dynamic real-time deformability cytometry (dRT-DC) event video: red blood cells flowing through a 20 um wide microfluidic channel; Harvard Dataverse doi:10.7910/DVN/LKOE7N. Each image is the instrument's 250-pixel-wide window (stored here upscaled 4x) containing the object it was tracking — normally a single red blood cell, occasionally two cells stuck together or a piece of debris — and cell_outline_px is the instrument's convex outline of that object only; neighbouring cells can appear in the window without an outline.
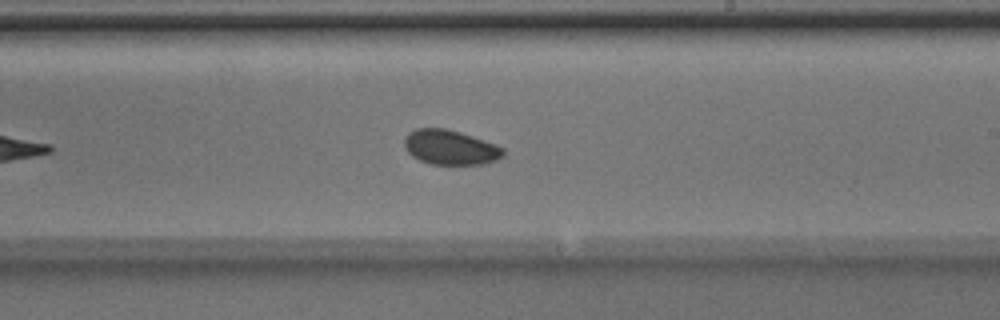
{"species": "Egyptian fruit bat (a non-hibernating species)", "species_latin": "Rousettus aegyptiacus", "temperature_condition": "room temperature", "stored_images_in_passage": 27, "camera_frame_rate_fps": 3000, "um_per_image_px": 0.085, "animal": {"sex": "male"}, "frame": {"image": 1, "passage_image": 20, "time_ms": 6.333, "image_size_px": [1000, 320], "cell_outline_px": [[504, 156], [496, 160], [480, 164], [432, 164], [420, 160], [412, 156], [404, 148], [404, 140], [408, 132], [416, 128], [444, 128], [460, 132], [496, 144], [504, 148]], "centroid_in_image_um": [38.26, 12.52], "position_along_channel_um": 250.7, "area_um2": 20.0}}